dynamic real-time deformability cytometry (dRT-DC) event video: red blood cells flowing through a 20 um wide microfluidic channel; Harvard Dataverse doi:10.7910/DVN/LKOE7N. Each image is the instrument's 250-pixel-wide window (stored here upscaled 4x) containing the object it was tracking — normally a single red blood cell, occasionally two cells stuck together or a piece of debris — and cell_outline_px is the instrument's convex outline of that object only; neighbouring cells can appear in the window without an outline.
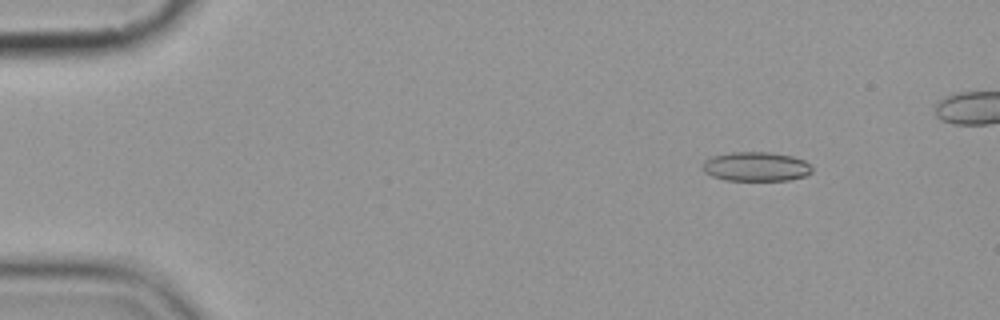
{"species": "common noctule bat (a hibernating species)", "species_latin": "Nyctalus noctula", "temperature_condition": "cold", "stored_images_in_passage": 6, "camera_frame_rate_fps": 3000, "um_per_image_px": 0.085, "animal": {"sex": "female", "body_mass_g": 19.9}, "frame": {"image": 1, "passage_image": 2, "time_ms": 1.333, "image_size_px": [1000, 320], "cell_outline_px": [[812, 172], [804, 176], [788, 180], [724, 180], [712, 176], [704, 172], [700, 164], [704, 160], [712, 156], [732, 152], [772, 152], [792, 156], [804, 160], [812, 168]], "centroid_in_image_um": [64.22, 14.15], "position_along_channel_um": 20.8, "area_um2": 18.79}}